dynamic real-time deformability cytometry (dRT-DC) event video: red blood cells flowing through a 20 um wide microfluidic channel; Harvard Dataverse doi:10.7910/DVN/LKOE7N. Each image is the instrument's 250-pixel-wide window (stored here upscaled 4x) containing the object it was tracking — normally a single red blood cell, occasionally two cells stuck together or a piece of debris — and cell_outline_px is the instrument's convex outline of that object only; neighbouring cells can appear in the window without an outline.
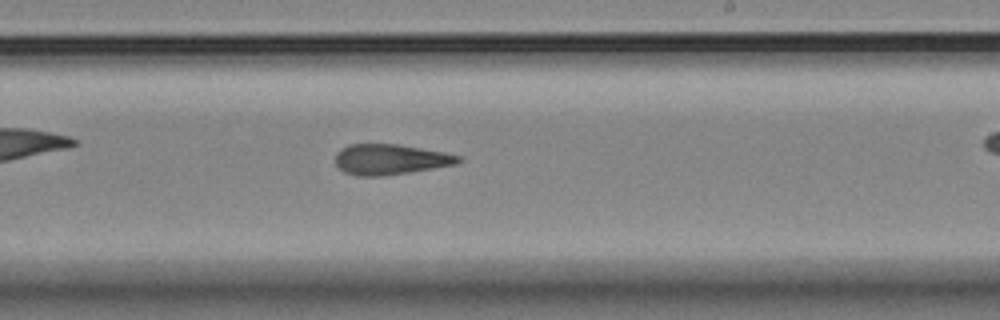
{"species": "Egyptian fruit bat (a non-hibernating species)", "species_latin": "Rousettus aegyptiacus", "temperature_condition": "room temperature", "stored_images_in_passage": 29, "camera_frame_rate_fps": 3000, "um_per_image_px": 0.085, "animal": {"sex": "female"}, "frame": {"image": 1, "passage_image": 17, "time_ms": 5.333, "image_size_px": [1000, 320], "cell_outline_px": [[464, 160], [456, 164], [384, 176], [356, 176], [344, 172], [336, 164], [336, 152], [340, 148], [348, 144], [396, 144], [444, 152], [460, 156]], "centroid_in_image_um": [33.15, 13.55], "position_along_channel_um": 255.9, "area_um2": 21.79}}
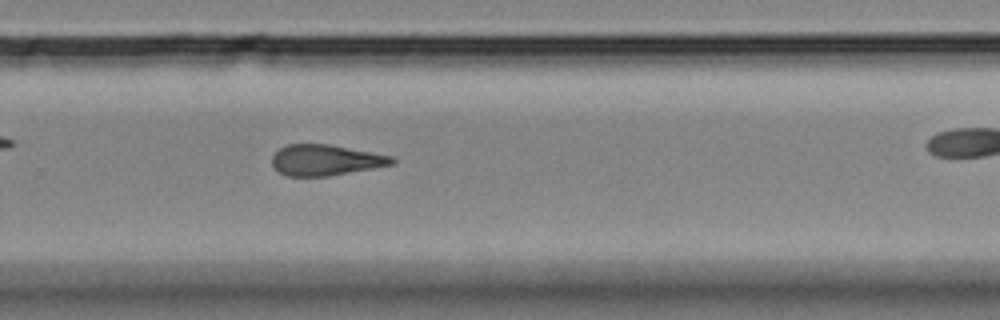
{"frame": {"image": 2, "passage_image": 21, "time_ms": 6.667, "image_size_px": [1000, 320], "cell_outline_px": [[396, 164], [328, 176], [288, 176], [280, 172], [272, 164], [272, 156], [280, 148], [288, 144], [328, 144], [392, 156], [396, 160]], "centroid_in_image_um": [27.69, 13.61], "position_along_channel_um": 302.1, "area_um2": 21.39}}